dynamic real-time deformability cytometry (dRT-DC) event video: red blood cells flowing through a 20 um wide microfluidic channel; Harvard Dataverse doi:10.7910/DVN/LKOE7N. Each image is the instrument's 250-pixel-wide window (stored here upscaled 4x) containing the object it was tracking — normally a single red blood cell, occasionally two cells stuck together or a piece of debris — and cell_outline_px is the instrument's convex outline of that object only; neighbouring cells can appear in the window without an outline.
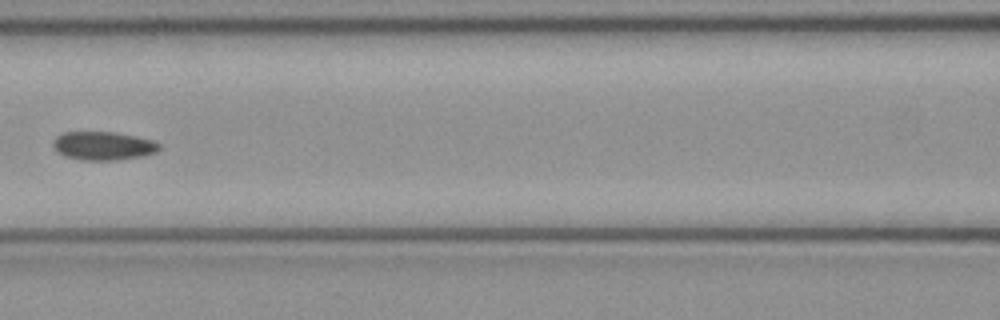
{"species": "common noctule bat (a hibernating species)", "species_latin": "Nyctalus noctula", "temperature_condition": "cold", "stored_images_in_passage": 7, "camera_frame_rate_fps": 3000, "um_per_image_px": 0.085, "animal": {"sex": "female", "body_mass_g": 21.9}, "frame": {"image": 1, "passage_image": 7, "time_ms": 2.0, "image_size_px": [1000, 320], "cell_outline_px": [[160, 148], [156, 152], [144, 156], [116, 160], [80, 160], [64, 156], [56, 152], [52, 144], [52, 140], [56, 136], [64, 132], [112, 132], [136, 136], [152, 140], [160, 144]], "centroid_in_image_um": [8.74, 12.4], "position_along_channel_um": 157.9, "area_um2": 17.8}}